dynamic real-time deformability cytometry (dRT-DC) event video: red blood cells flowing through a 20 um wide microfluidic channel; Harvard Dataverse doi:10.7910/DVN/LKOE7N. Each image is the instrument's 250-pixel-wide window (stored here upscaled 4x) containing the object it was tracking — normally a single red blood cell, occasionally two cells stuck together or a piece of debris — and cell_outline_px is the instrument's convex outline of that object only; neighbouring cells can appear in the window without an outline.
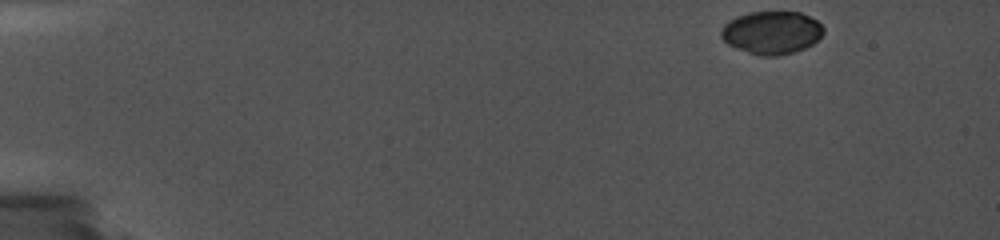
{"species": "common noctule bat (a hibernating species)", "species_latin": "Nyctalus noctula", "temperature_condition": "cold", "stored_images_in_passage": 53, "camera_frame_rate_fps": 5000, "um_per_image_px": 0.085, "animal": {"sex": "female", "body_mass_g": 19.0, "forearm_length_mm": 56.7}, "frame": {"image": 1, "passage_image": 1, "time_ms": 0.0, "image_size_px": [1000, 240], "cell_outline_px": [[824, 32], [812, 44], [804, 48], [792, 52], [776, 56], [760, 56], [748, 52], [728, 44], [720, 36], [720, 28], [728, 20], [736, 16], [748, 12], [800, 12], [816, 20], [824, 28]], "centroid_in_image_um": [65.55, 2.76], "position_along_channel_um": 19.4, "area_um2": 25.55}}